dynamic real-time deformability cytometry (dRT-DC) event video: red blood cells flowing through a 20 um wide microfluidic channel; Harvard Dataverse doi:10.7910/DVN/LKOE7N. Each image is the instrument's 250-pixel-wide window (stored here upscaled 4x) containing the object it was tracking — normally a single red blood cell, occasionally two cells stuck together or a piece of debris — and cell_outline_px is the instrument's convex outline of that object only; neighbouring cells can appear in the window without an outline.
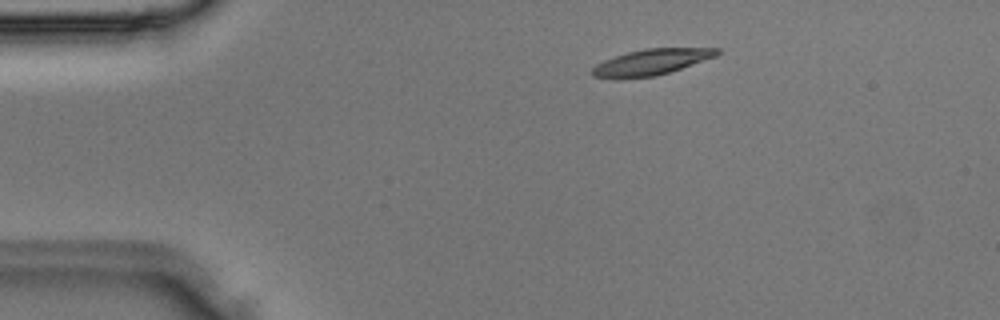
{"species": "Egyptian fruit bat (a non-hibernating species)", "species_latin": "Rousettus aegyptiacus", "temperature_condition": "room temperature", "stored_images_in_passage": 3, "camera_frame_rate_fps": 3000, "um_per_image_px": 0.085, "animal": {"sex": "male"}, "frame": {"image": 1, "passage_image": 2, "time_ms": 0.333, "image_size_px": [1000, 320], "cell_outline_px": [[720, 52], [716, 56], [656, 76], [592, 76], [592, 68], [596, 64], [604, 60], [628, 52], [644, 48], [720, 48]], "centroid_in_image_um": [55.42, 5.23], "position_along_channel_um": 29.6, "area_um2": 17.98}}